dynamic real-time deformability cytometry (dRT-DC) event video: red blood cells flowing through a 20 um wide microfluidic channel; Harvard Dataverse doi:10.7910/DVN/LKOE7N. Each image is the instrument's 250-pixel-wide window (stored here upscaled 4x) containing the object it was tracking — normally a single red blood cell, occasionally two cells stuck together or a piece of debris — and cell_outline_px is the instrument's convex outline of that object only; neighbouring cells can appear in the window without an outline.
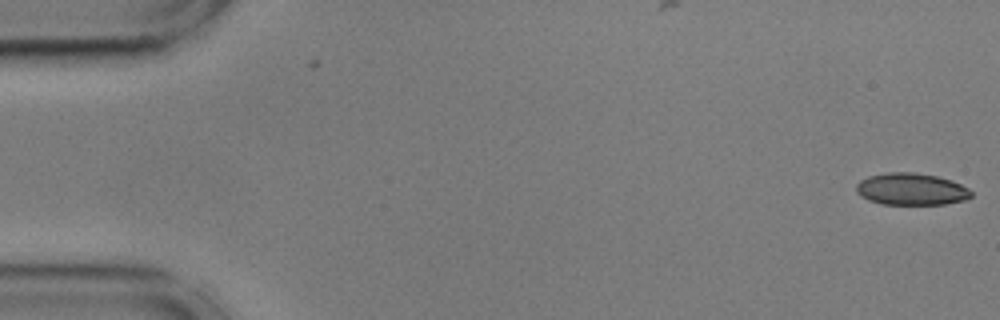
{"species": "common noctule bat (a hibernating species)", "species_latin": "Nyctalus noctula", "temperature_condition": "cold", "stored_images_in_passage": 3, "camera_frame_rate_fps": 3000, "um_per_image_px": 0.085, "animal": {"sex": "male", "body_mass_g": 17.9, "forearm_length_mm": 54.2}, "frame": {"image": 1, "passage_image": 3, "time_ms": 0.667, "image_size_px": [1000, 320], "cell_outline_px": [[972, 196], [964, 200], [944, 204], [880, 204], [868, 200], [860, 196], [856, 192], [856, 184], [860, 180], [868, 176], [888, 172], [912, 172], [936, 176], [952, 180], [968, 188], [972, 192]], "centroid_in_image_um": [77.43, 16.08], "position_along_channel_um": 7.6, "area_um2": 21.5}}